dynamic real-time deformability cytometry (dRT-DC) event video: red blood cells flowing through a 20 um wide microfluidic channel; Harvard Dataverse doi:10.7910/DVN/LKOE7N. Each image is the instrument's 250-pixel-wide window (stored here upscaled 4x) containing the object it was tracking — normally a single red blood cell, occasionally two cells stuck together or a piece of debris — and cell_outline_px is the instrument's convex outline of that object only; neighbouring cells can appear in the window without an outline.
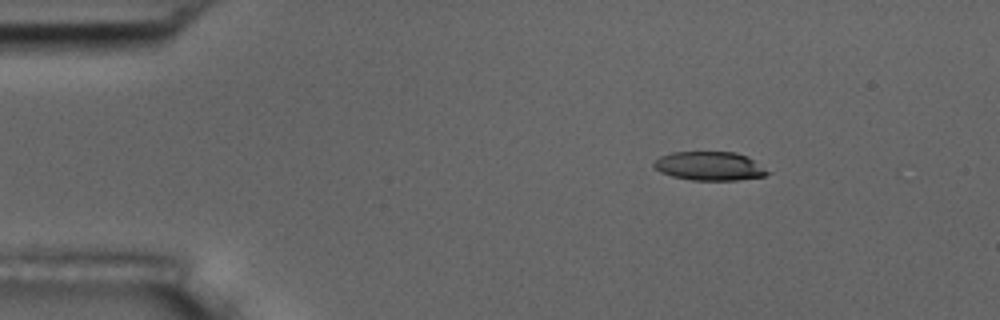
{"species": "common noctule bat (a hibernating species)", "species_latin": "Nyctalus noctula", "temperature_condition": "room temperature", "stored_images_in_passage": 7, "camera_frame_rate_fps": 3000, "um_per_image_px": 0.085, "animal": {"sex": "male", "body_mass_g": 17.5, "forearm_length_mm": 52.3}, "frame": {"image": 1, "passage_image": 1, "time_ms": 0.0, "image_size_px": [1000, 320], "cell_outline_px": [[772, 172], [764, 176], [736, 180], [692, 180], [672, 176], [660, 172], [652, 164], [660, 156], [672, 152], [736, 152], [748, 156]], "centroid_in_image_um": [60.34, 14.11], "position_along_channel_um": 24.7, "area_um2": 19.13}}
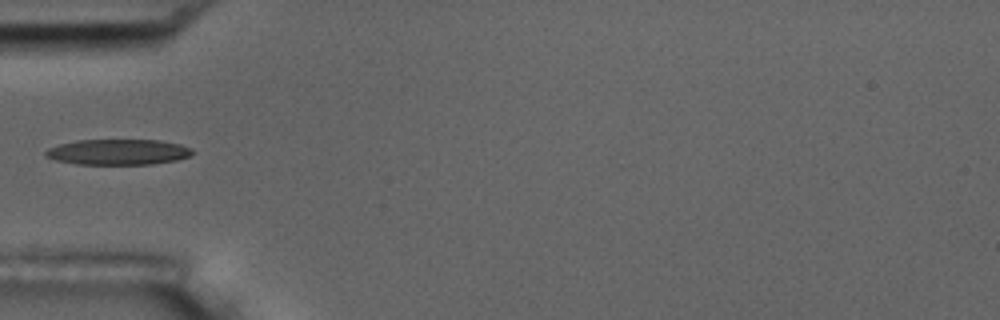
{"frame": {"image": 2, "passage_image": 4, "time_ms": 3.333, "image_size_px": [1000, 320], "cell_outline_px": [[196, 152], [188, 156], [176, 160], [152, 164], [76, 164], [56, 160], [44, 156], [44, 152], [48, 148], [60, 144], [76, 140], [160, 140], [180, 144], [192, 148]], "centroid_in_image_um": [10.04, 12.92], "position_along_channel_um": 75.0, "area_um2": 21.96}}
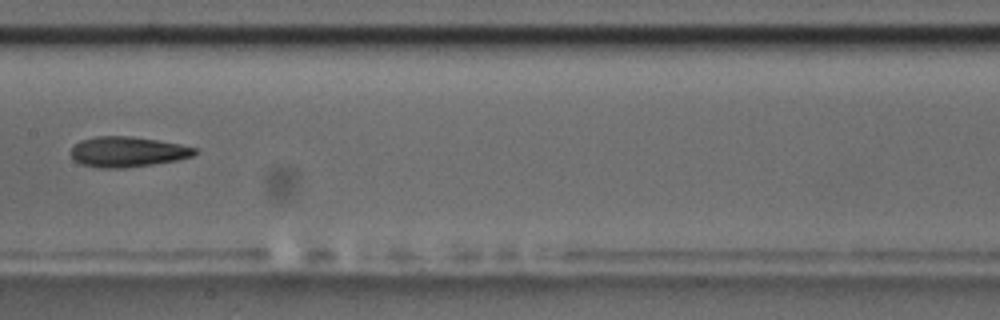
{"frame": {"image": 3, "passage_image": 7, "time_ms": 6.667, "image_size_px": [1000, 320], "cell_outline_px": [[196, 152], [192, 156], [176, 160], [152, 164], [124, 168], [100, 168], [80, 164], [72, 160], [72, 148], [80, 140], [96, 136], [132, 136], [180, 144], [196, 148]], "centroid_in_image_um": [10.8, 12.9], "position_along_channel_um": 196.6, "area_um2": 21.79}}